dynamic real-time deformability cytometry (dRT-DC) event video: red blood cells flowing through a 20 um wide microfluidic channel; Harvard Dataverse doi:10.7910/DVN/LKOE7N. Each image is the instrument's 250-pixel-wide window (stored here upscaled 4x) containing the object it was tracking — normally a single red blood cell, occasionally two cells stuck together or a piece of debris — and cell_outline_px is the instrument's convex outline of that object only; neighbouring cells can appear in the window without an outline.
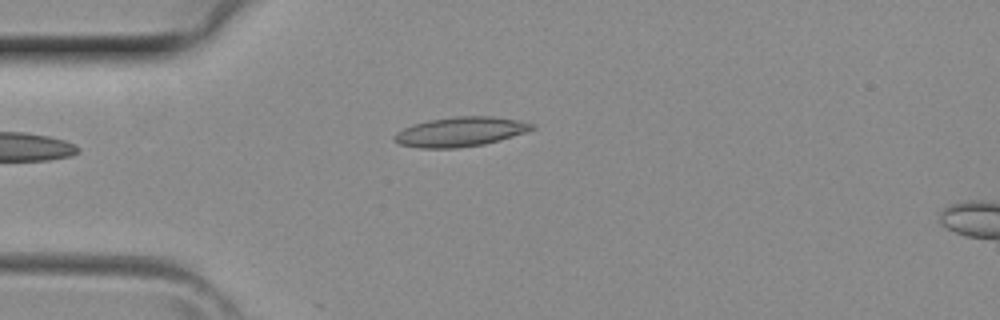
{"species": "common noctule bat (a hibernating species)", "species_latin": "Nyctalus noctula", "temperature_condition": "room temperature", "stored_images_in_passage": 3, "camera_frame_rate_fps": 3000, "um_per_image_px": 0.085, "animal": {"sex": "female", "body_mass_g": 29.2, "forearm_length_mm": 56.3}, "frame": {"image": 1, "passage_image": 3, "time_ms": 0.667, "image_size_px": [1000, 320], "cell_outline_px": [[536, 128], [500, 140], [484, 144], [456, 148], [420, 148], [400, 144], [392, 140], [392, 136], [396, 132], [412, 124], [428, 120], [456, 116], [492, 116], [516, 120], [536, 124]], "centroid_in_image_um": [39.09, 11.2], "position_along_channel_um": 45.9, "area_um2": 23.7}}